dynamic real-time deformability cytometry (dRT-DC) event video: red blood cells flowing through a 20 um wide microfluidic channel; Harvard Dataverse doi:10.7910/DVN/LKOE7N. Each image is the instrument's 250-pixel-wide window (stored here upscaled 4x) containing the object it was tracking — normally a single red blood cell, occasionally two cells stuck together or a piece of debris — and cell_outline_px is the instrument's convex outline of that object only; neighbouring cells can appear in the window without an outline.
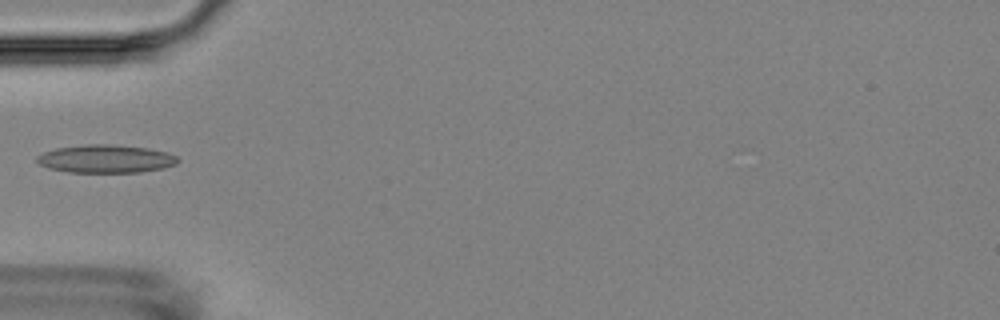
{"species": "Egyptian fruit bat (a non-hibernating species)", "species_latin": "Rousettus aegyptiacus", "temperature_condition": "room temperature", "stored_images_in_passage": 4, "camera_frame_rate_fps": 3000, "um_per_image_px": 0.085, "animal": {"sex": "female"}, "frame": {"image": 1, "passage_image": 3, "time_ms": 2.333, "image_size_px": [1000, 320], "cell_outline_px": [[180, 160], [176, 164], [164, 168], [140, 172], [68, 172], [48, 168], [40, 164], [36, 160], [36, 156], [44, 152], [56, 148], [88, 144], [112, 144], [148, 148], [168, 152], [176, 156]], "centroid_in_image_um": [9.01, 13.5], "position_along_channel_um": 76.0, "area_um2": 23.12}}